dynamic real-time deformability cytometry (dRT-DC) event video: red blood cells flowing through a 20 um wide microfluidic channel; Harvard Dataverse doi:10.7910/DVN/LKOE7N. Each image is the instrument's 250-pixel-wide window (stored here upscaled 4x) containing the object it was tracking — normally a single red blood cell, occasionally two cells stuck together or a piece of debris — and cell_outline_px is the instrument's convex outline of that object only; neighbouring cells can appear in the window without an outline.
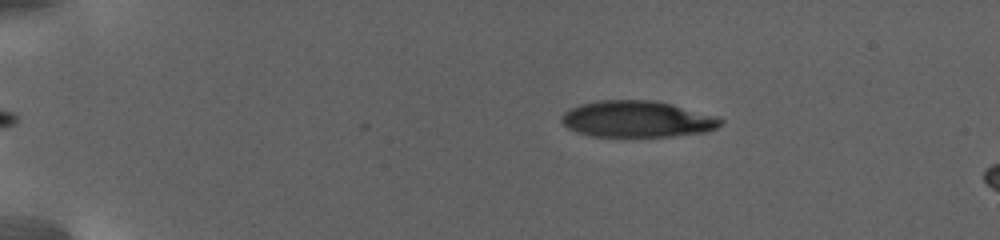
{"species": "human", "species_latin": "Homo sapiens", "temperature_condition": "warm", "stored_images_in_passage": 40, "camera_frame_rate_fps": 3000, "um_per_image_px": 0.085, "donor": {"sex": "female"}, "frame": {"image": 1, "passage_image": 2, "time_ms": 0.667, "image_size_px": [1000, 240], "cell_outline_px": [[724, 124], [716, 128], [704, 132], [672, 136], [592, 136], [576, 132], [568, 128], [560, 120], [560, 116], [564, 112], [580, 104], [596, 100], [656, 100], [720, 116], [724, 120]], "centroid_in_image_um": [54.19, 10.11], "position_along_channel_um": 30.8, "area_um2": 34.04}}
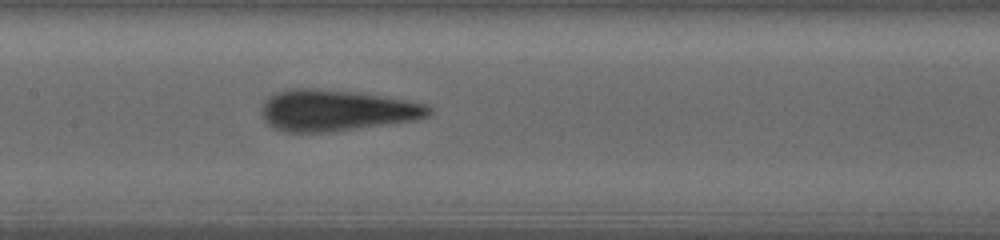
{"frame": {"image": 2, "passage_image": 18, "time_ms": 9.333, "image_size_px": [1000, 240], "cell_outline_px": [[432, 112], [428, 116], [416, 120], [324, 132], [284, 132], [272, 128], [264, 120], [260, 112], [264, 100], [268, 96], [276, 92], [288, 88], [316, 88], [352, 92], [404, 100], [428, 104], [432, 108]], "centroid_in_image_um": [28.51, 9.38], "position_along_channel_um": 178.9, "area_um2": 40.06}}
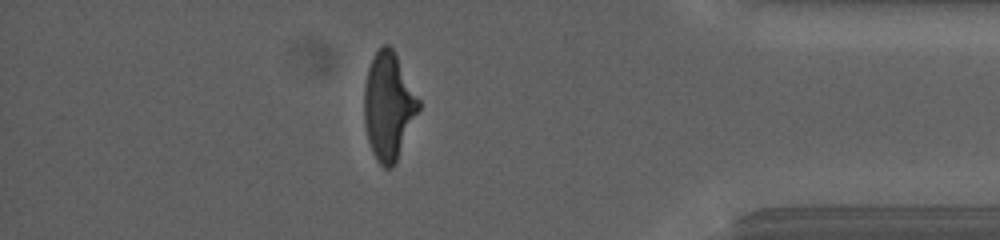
{"frame": {"image": 3, "passage_image": 35, "time_ms": 18.667, "image_size_px": [1000, 240], "cell_outline_px": [[420, 108], [396, 160], [392, 168], [384, 168], [376, 160], [372, 152], [368, 140], [364, 124], [364, 88], [368, 68], [380, 44], [388, 44], [392, 48], [420, 100]], "centroid_in_image_um": [33.01, 9.02], "position_along_channel_um": 402.2, "area_um2": 33.76}, "authors_computed_cell_mechanics": {"area_um2": 36.9053, "velocity_mm_per_s": 2.6978, "shape_relaxation_time_tau1_ms": 8.4305, "shape_relaxation_time_tau2_ms": 1.2918, "deformation_change_tau1": 0.2523, "deformation_change_tau2": 0.1051}}